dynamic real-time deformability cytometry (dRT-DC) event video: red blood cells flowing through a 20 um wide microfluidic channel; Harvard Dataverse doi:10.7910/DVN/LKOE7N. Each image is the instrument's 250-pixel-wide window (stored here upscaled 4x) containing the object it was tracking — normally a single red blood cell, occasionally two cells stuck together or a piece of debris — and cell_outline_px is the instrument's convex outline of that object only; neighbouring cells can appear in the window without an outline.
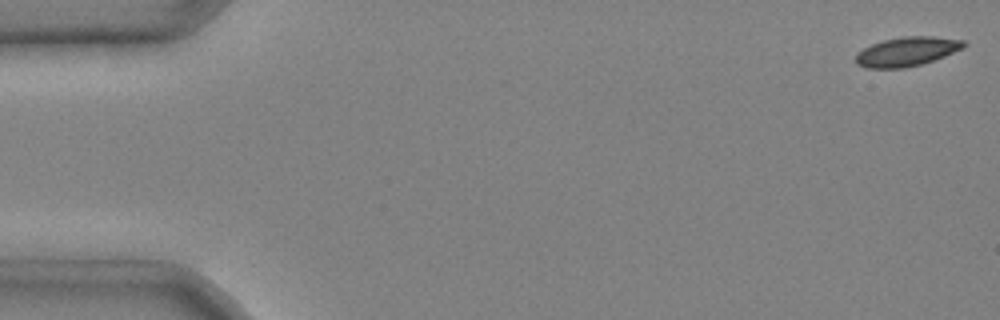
{"species": "common noctule bat (a hibernating species)", "species_latin": "Nyctalus noctula", "temperature_condition": "cold", "stored_images_in_passage": 6, "camera_frame_rate_fps": 3000, "um_per_image_px": 0.085, "animal": {"sex": "male", "body_mass_g": 20.4}, "frame": {"image": 1, "passage_image": 1, "time_ms": 0.0, "image_size_px": [1000, 320], "cell_outline_px": [[968, 44], [964, 48], [944, 56], [920, 64], [904, 68], [864, 68], [856, 64], [856, 52], [872, 44], [884, 40], [904, 36], [932, 36], [964, 40]], "centroid_in_image_um": [77.08, 4.38], "position_along_channel_um": 7.9, "area_um2": 18.38}}
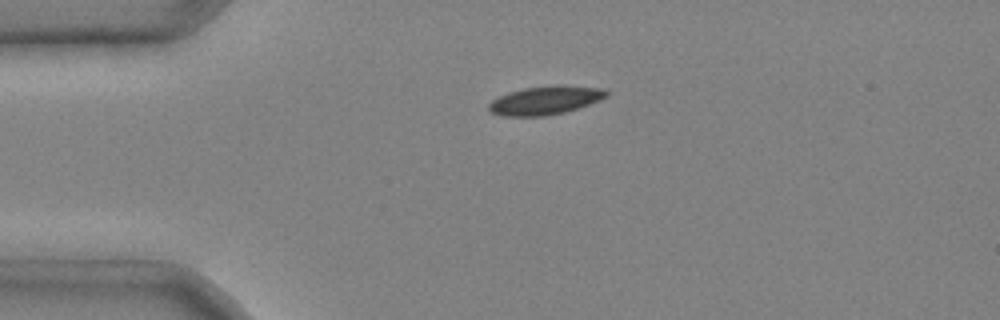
{"frame": {"image": 2, "passage_image": 4, "time_ms": 1.0, "image_size_px": [1000, 320], "cell_outline_px": [[612, 92], [608, 96], [600, 100], [564, 112], [544, 116], [504, 116], [492, 112], [488, 108], [488, 104], [492, 100], [508, 92], [524, 88], [604, 88]], "centroid_in_image_um": [46.31, 8.58], "position_along_channel_um": 38.7, "area_um2": 18.5}}
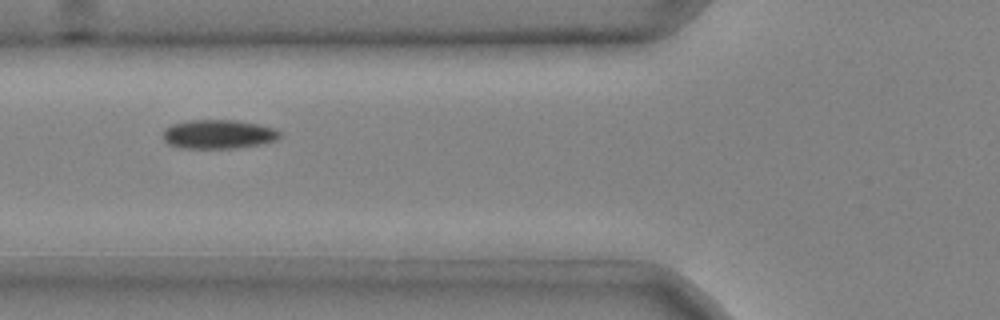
{"frame": {"image": 3, "passage_image": 6, "time_ms": 1.667, "image_size_px": [1000, 320], "cell_outline_px": [[280, 136], [276, 140], [260, 144], [236, 148], [180, 148], [168, 144], [164, 140], [164, 128], [172, 124], [188, 120], [236, 120], [276, 128], [280, 132]], "centroid_in_image_um": [18.55, 11.41], "position_along_channel_um": 107.3, "area_um2": 19.77}}